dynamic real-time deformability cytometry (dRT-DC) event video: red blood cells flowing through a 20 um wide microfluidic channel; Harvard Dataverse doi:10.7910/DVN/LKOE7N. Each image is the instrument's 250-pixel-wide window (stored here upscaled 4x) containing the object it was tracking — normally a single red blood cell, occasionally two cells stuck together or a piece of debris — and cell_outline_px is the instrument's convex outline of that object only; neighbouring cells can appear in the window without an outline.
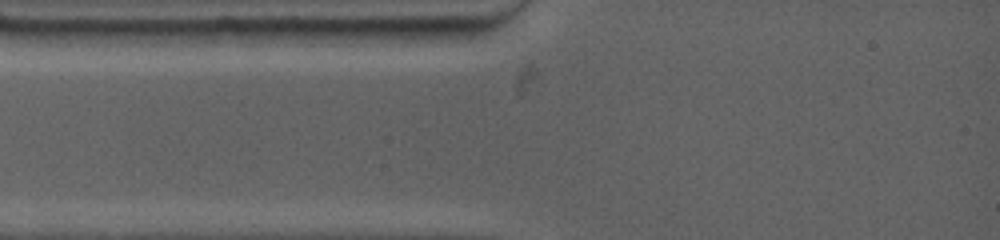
{"species": "common noctule bat (a hibernating species)", "species_latin": "Nyctalus noctula", "temperature_condition": "warm", "stored_images_in_passage": 2, "camera_frame_rate_fps": 4500, "um_per_image_px": 0.085, "animal": {"sex": "female", "body_mass_g": 19.0, "forearm_length_mm": 53.3}, "frame": {"image": 1, "passage_image": 1, "time_ms": 0.0, "image_size_px": [1000, 240], "cell_outline_px": [[472, 36], [448, 44], [420, 48], [384, 44], [368, 28], [472, 28]], "centroid_in_image_um": [35.78, 3.08], "position_along_channel_um": 49.2, "area_um2": 11.33}}